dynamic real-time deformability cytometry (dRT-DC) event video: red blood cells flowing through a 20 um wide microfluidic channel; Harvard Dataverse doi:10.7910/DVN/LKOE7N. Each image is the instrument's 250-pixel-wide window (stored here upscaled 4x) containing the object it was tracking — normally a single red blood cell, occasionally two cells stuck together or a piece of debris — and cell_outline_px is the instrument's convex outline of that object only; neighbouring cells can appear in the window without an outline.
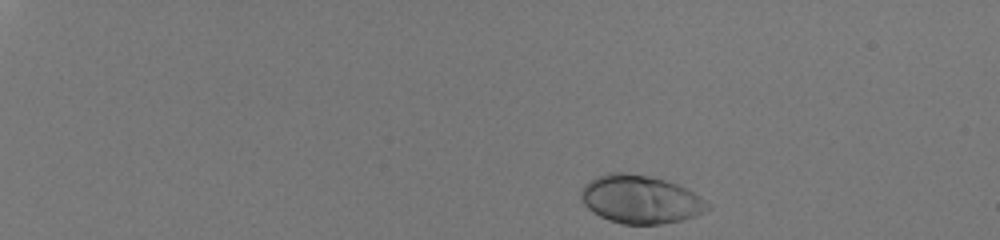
{"species": "human", "species_latin": "Homo sapiens", "temperature_condition": "room temperature", "stored_images_in_passage": 40, "camera_frame_rate_fps": 3000, "um_per_image_px": 0.085, "donor": {"sex": "male"}, "frame": {"image": 1, "passage_image": 1, "time_ms": 0.0, "image_size_px": [1000, 240], "cell_outline_px": [[712, 208], [696, 216], [680, 220], [660, 224], [624, 224], [608, 220], [592, 212], [580, 200], [580, 192], [584, 184], [588, 180], [596, 176], [608, 172], [624, 172], [648, 176], [664, 180], [676, 184], [700, 196], [712, 204]], "centroid_in_image_um": [54.42, 16.94], "position_along_channel_um": 30.6, "area_um2": 35.78}}
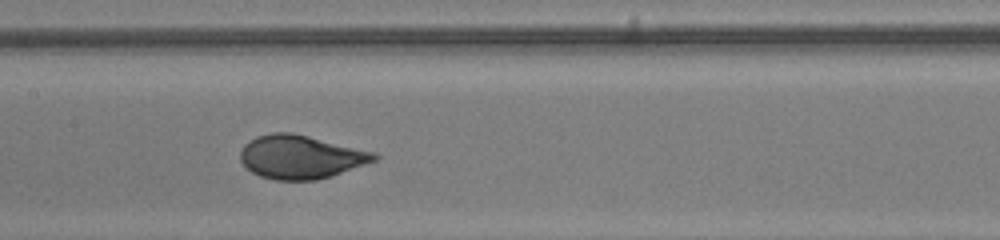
{"frame": {"image": 2, "passage_image": 23, "time_ms": 7.333, "image_size_px": [1000, 240], "cell_outline_px": [[380, 156], [376, 160], [316, 180], [276, 180], [260, 176], [252, 172], [240, 160], [240, 152], [244, 144], [248, 140], [256, 136], [272, 132], [292, 132], [376, 152]], "centroid_in_image_um": [25.53, 13.32], "position_along_channel_um": 181.9, "area_um2": 33.76}}
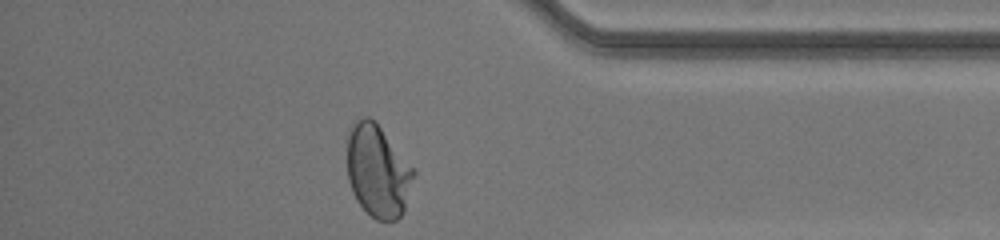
{"frame": {"image": 3, "passage_image": 40, "time_ms": 13.0, "image_size_px": [1000, 240], "cell_outline_px": [[416, 172], [404, 212], [396, 220], [376, 220], [356, 200], [352, 192], [348, 180], [348, 132], [352, 124], [356, 120], [364, 116], [368, 116], [376, 120], [416, 168]], "centroid_in_image_um": [32.15, 14.49], "position_along_channel_um": 403.0, "area_um2": 36.47}, "authors_computed_cell_mechanics": {"area_um2": 34.0442, "velocity_mm_per_s": 4.0756, "shape_relaxation_time_tau1_ms": 3.1451, "shape_relaxation_time_tau2_ms": null, "deformation_change_tau1": 0.1667, "deformation_change_tau2": null}}